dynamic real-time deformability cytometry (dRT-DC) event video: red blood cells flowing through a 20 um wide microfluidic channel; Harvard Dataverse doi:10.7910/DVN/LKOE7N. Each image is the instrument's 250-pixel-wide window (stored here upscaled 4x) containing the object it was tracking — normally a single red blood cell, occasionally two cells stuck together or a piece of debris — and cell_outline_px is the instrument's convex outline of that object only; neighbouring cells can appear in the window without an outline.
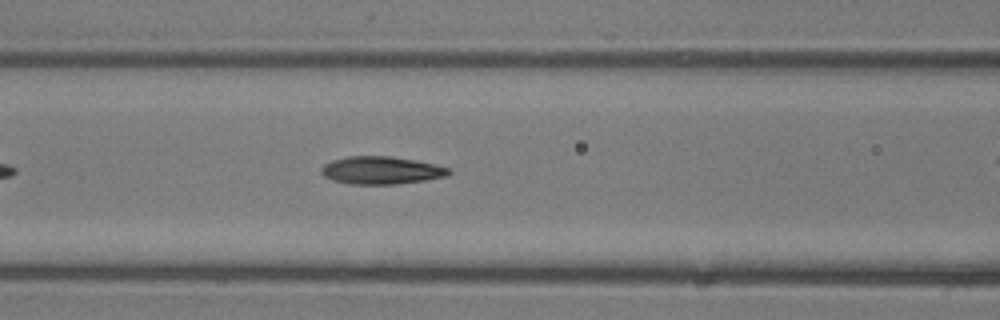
{"species": "common noctule bat (a hibernating species)", "species_latin": "Nyctalus noctula", "temperature_condition": "room temperature", "stored_images_in_passage": 22, "camera_frame_rate_fps": 3000, "um_per_image_px": 0.085, "animal": {"sex": "male", "body_mass_g": 13.3}, "frame": {"image": 1, "passage_image": 7, "time_ms": 2.0, "image_size_px": [1000, 320], "cell_outline_px": [[452, 172], [448, 176], [424, 180], [396, 184], [352, 184], [332, 180], [324, 176], [320, 172], [320, 168], [324, 164], [332, 160], [348, 156], [392, 156], [416, 160], [436, 164], [448, 168]], "centroid_in_image_um": [32.4, 14.47], "position_along_channel_um": 134.2, "area_um2": 20.69}}
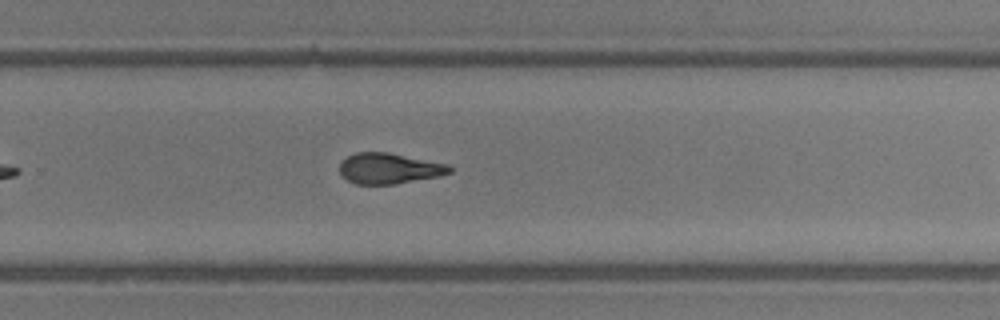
{"frame": {"image": 2, "passage_image": 16, "time_ms": 5.0, "image_size_px": [1000, 320], "cell_outline_px": [[452, 172], [440, 176], [396, 184], [356, 184], [348, 180], [340, 172], [340, 160], [356, 152], [388, 152], [448, 164], [452, 168]], "centroid_in_image_um": [33.09, 14.31], "position_along_channel_um": 296.7, "area_um2": 19.71}}